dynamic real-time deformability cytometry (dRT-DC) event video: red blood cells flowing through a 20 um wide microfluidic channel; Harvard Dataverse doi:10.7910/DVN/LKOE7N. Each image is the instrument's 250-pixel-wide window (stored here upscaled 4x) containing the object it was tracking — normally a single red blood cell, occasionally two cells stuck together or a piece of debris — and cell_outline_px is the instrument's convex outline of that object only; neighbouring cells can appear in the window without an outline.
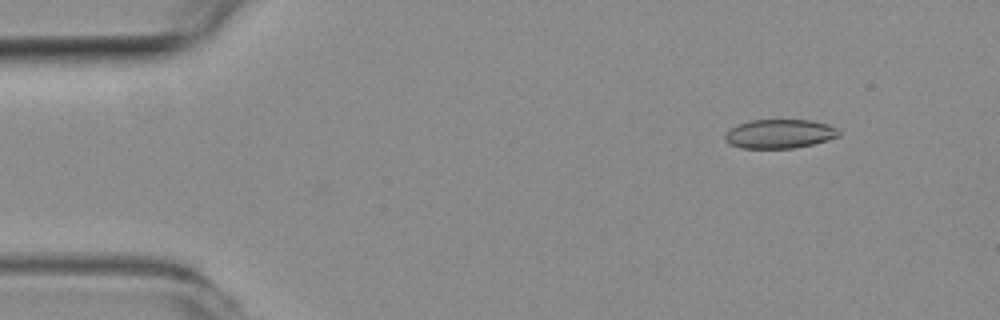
{"species": "common noctule bat (a hibernating species)", "species_latin": "Nyctalus noctula", "temperature_condition": "room temperature", "stored_images_in_passage": 56, "camera_frame_rate_fps": 3000, "um_per_image_px": 0.085, "animal": {"sex": "female", "body_mass_g": 19.3, "forearm_length_mm": 54.1}, "frame": {"image": 1, "passage_image": 6, "time_ms": 1.667, "image_size_px": [1000, 320], "cell_outline_px": [[840, 136], [828, 140], [796, 148], [740, 148], [728, 144], [724, 140], [724, 136], [728, 128], [736, 124], [752, 120], [812, 120], [828, 124], [836, 128], [840, 132]], "centroid_in_image_um": [66.22, 11.37], "position_along_channel_um": 18.8, "area_um2": 19.54}}
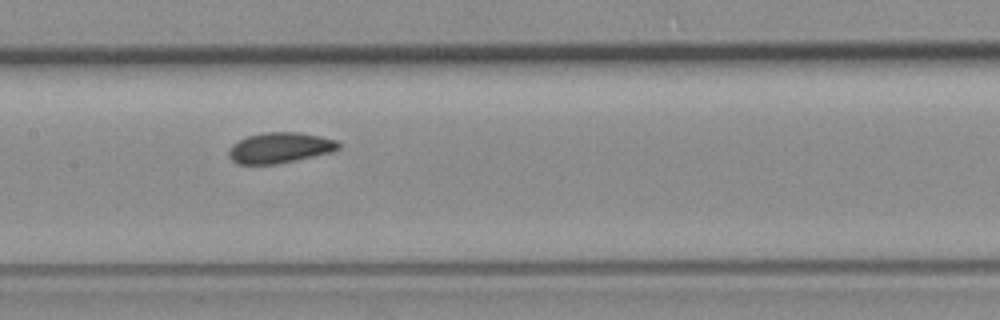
{"frame": {"image": 2, "passage_image": 27, "time_ms": 8.667, "image_size_px": [1000, 320], "cell_outline_px": [[340, 148], [332, 152], [296, 160], [276, 164], [236, 164], [228, 156], [228, 152], [232, 144], [248, 136], [264, 132], [300, 132], [320, 136], [336, 140], [340, 144]], "centroid_in_image_um": [23.79, 12.56], "position_along_channel_um": 183.6, "area_um2": 19.59}}
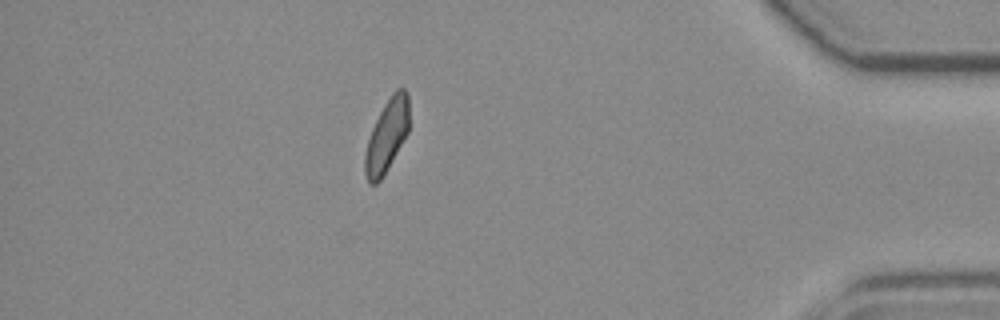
{"frame": {"image": 3, "passage_image": 49, "time_ms": 16.0, "image_size_px": [1000, 320], "cell_outline_px": [[408, 132], [384, 176], [376, 184], [368, 184], [364, 172], [364, 152], [372, 128], [384, 104], [392, 92], [396, 88], [404, 88], [408, 92]], "centroid_in_image_um": [32.86, 11.56], "position_along_channel_um": 402.3, "area_um2": 18.79}, "authors_computed_cell_mechanics": {"area_um2": 19.5075, "velocity_mm_per_s": 3.6322, "shape_relaxation_time_tau1_ms": 7.148, "shape_relaxation_time_tau2_ms": 2.0644, "deformation_change_tau1": 0.1296, "deformation_change_tau2": 0.0749}}